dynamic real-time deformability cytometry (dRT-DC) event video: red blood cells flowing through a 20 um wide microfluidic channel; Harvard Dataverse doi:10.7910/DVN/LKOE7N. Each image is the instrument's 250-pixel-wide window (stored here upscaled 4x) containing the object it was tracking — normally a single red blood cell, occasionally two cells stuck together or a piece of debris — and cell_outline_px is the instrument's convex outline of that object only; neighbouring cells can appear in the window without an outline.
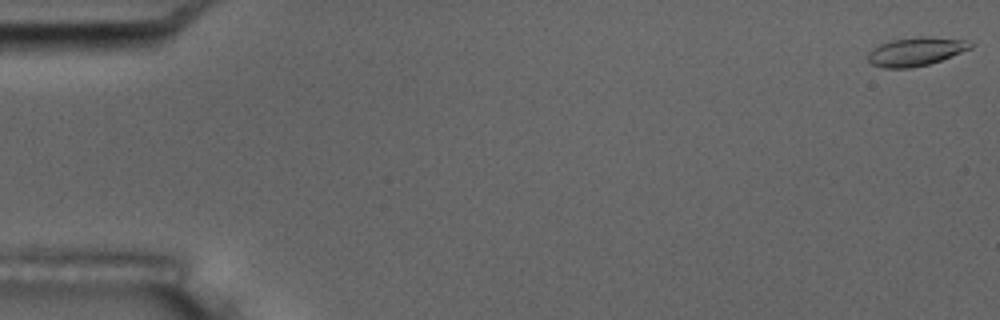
{"species": "common noctule bat (a hibernating species)", "species_latin": "Nyctalus noctula", "temperature_condition": "room temperature", "stored_images_in_passage": 56, "camera_frame_rate_fps": 3000, "um_per_image_px": 0.085, "animal": {"sex": "male", "body_mass_g": 17.5, "forearm_length_mm": 52.3}, "frame": {"image": 1, "passage_image": 1, "time_ms": 0.0, "image_size_px": [1000, 320], "cell_outline_px": [[972, 48], [940, 60], [928, 64], [912, 68], [884, 68], [872, 64], [868, 60], [868, 52], [872, 48], [880, 44], [892, 40], [916, 36], [928, 36], [964, 40], [972, 44]], "centroid_in_image_um": [77.81, 4.38], "position_along_channel_um": 7.2, "area_um2": 16.99}}
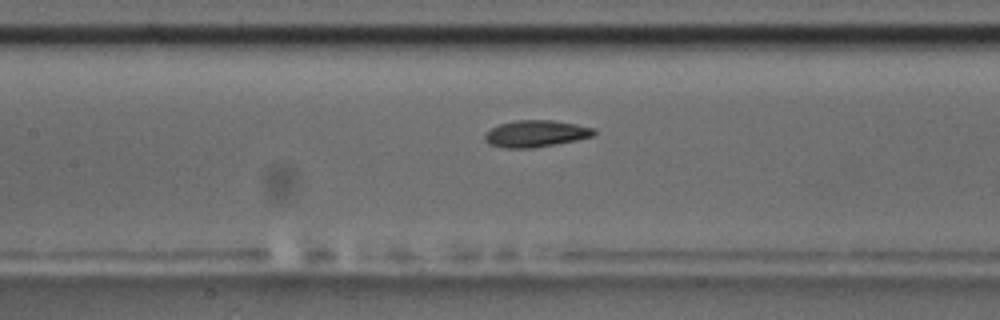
{"frame": {"image": 2, "passage_image": 26, "time_ms": 8.333, "image_size_px": [1000, 320], "cell_outline_px": [[596, 132], [592, 136], [576, 140], [556, 144], [532, 148], [504, 148], [488, 144], [484, 140], [484, 132], [500, 124], [512, 120], [552, 120], [576, 124], [596, 128]], "centroid_in_image_um": [45.51, 11.36], "position_along_channel_um": 161.9, "area_um2": 17.17}}
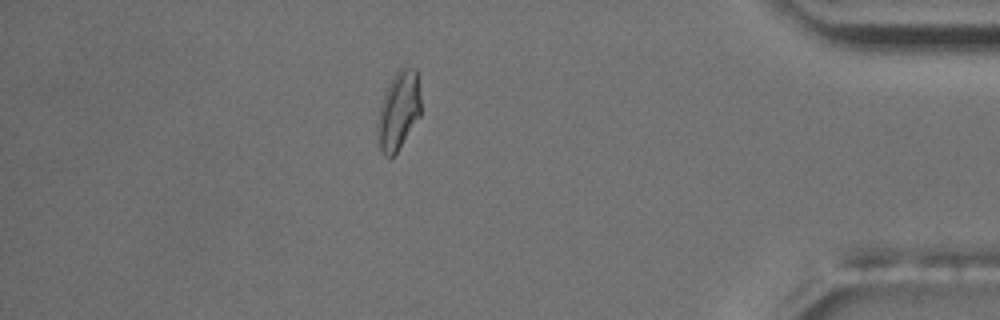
{"frame": {"image": 3, "passage_image": 49, "time_ms": 16.0, "image_size_px": [1000, 320], "cell_outline_px": [[420, 116], [396, 152], [388, 160], [384, 156], [380, 148], [376, 136], [376, 120], [380, 104], [388, 84], [392, 76], [404, 64], [408, 64], [416, 68], [420, 96]], "centroid_in_image_um": [33.85, 9.37], "position_along_channel_um": 401.4, "area_um2": 20.23}, "authors_computed_cell_mechanics": {"area_um2": 16.9354, "velocity_mm_per_s": 3.6389, "shape_relaxation_time_tau1_ms": 6.4245, "shape_relaxation_time_tau2_ms": 1.9881, "deformation_change_tau1": 0.1754, "deformation_change_tau2": 0.0802}}